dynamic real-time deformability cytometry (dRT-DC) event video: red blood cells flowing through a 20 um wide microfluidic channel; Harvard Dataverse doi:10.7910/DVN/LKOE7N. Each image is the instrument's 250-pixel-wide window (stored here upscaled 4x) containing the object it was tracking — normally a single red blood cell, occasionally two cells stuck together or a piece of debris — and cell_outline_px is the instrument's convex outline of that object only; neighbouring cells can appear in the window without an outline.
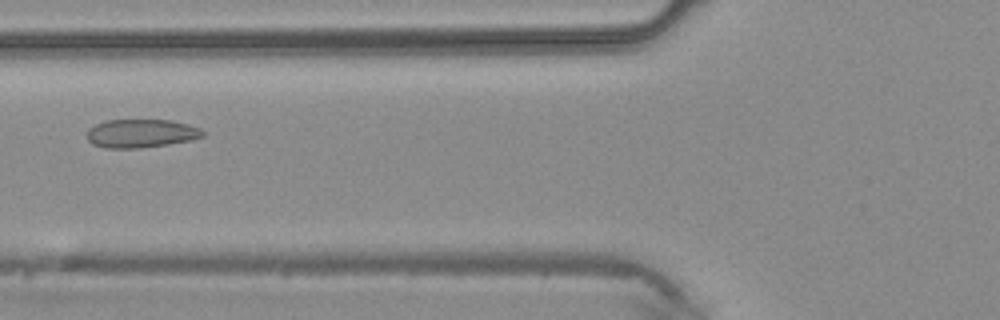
{"species": "common noctule bat (a hibernating species)", "species_latin": "Nyctalus noctula", "temperature_condition": "warm", "stored_images_in_passage": 29, "camera_frame_rate_fps": 3000, "um_per_image_px": 0.085, "animal": {"sex": "male", "body_mass_g": 20.4}, "frame": {"image": 1, "passage_image": 9, "time_ms": 2.667, "image_size_px": [1000, 320], "cell_outline_px": [[204, 136], [192, 140], [168, 144], [136, 148], [104, 148], [92, 144], [84, 136], [88, 128], [104, 120], [172, 120], [188, 124], [200, 128], [204, 132]], "centroid_in_image_um": [11.95, 11.34], "position_along_channel_um": 113.8, "area_um2": 19.42}}
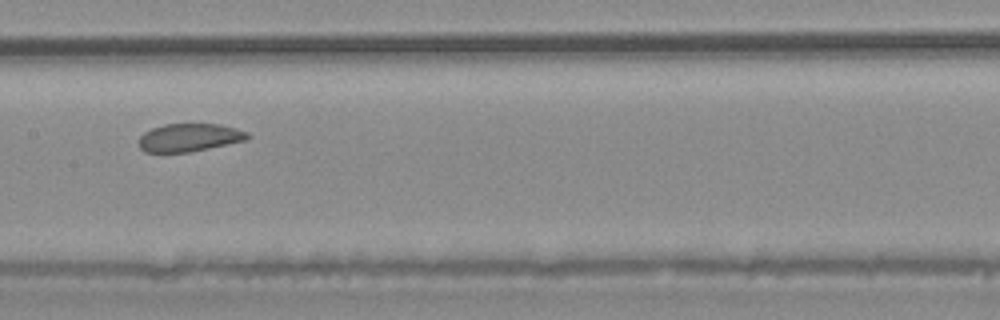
{"frame": {"image": 2, "passage_image": 14, "time_ms": 4.333, "image_size_px": [1000, 320], "cell_outline_px": [[252, 136], [244, 140], [208, 148], [188, 152], [144, 152], [140, 148], [140, 136], [144, 132], [152, 128], [164, 124], [220, 124], [248, 132]], "centroid_in_image_um": [16.08, 11.68], "position_along_channel_um": 191.3, "area_um2": 17.51}}
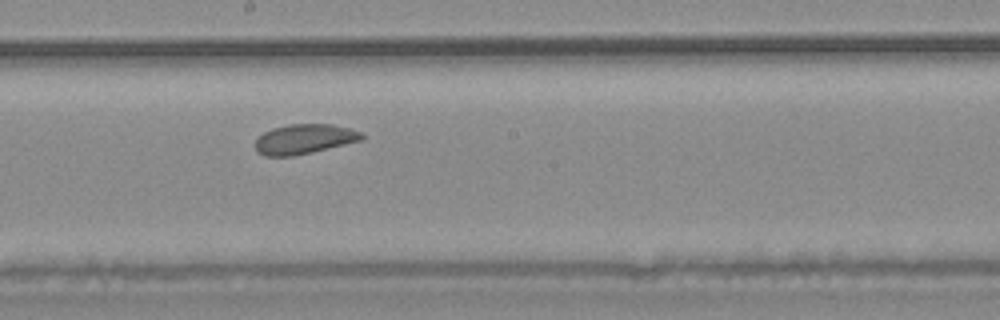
{"frame": {"image": 3, "passage_image": 16, "time_ms": 5.0, "image_size_px": [1000, 320], "cell_outline_px": [[364, 140], [312, 152], [292, 156], [264, 156], [256, 152], [256, 140], [264, 132], [272, 128], [288, 124], [332, 124], [348, 128], [360, 132], [364, 136]], "centroid_in_image_um": [25.86, 11.82], "position_along_channel_um": 222.3, "area_um2": 18.5}}